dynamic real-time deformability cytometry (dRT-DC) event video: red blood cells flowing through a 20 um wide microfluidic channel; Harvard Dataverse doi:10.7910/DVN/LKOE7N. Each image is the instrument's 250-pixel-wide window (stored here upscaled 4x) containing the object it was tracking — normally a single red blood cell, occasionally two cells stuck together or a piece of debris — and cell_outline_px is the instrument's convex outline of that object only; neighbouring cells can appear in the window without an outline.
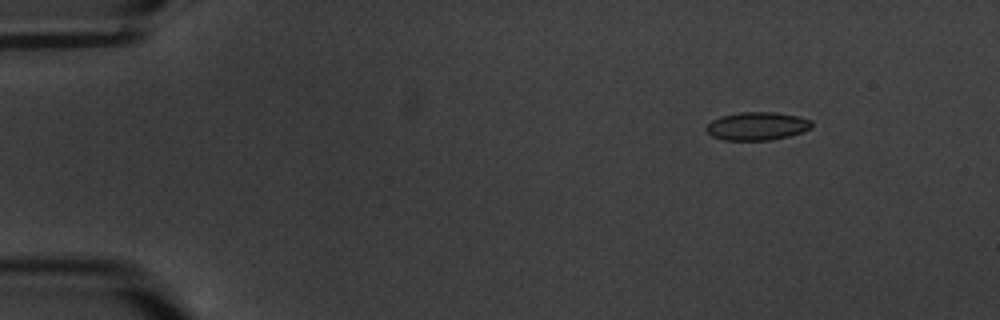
{"species": "common noctule bat (a hibernating species)", "species_latin": "Nyctalus noctula", "temperature_condition": "warm", "stored_images_in_passage": 4, "camera_frame_rate_fps": 3000, "um_per_image_px": 0.085, "animal": {"sex": "male", "body_mass_g": 20.1, "forearm_length_mm": 53.5}, "frame": {"image": 1, "passage_image": 1, "time_ms": 0.0, "image_size_px": [1000, 320], "cell_outline_px": [[812, 128], [788, 136], [772, 140], [724, 140], [712, 136], [704, 128], [712, 120], [720, 116], [740, 112], [776, 112], [800, 116], [812, 120]], "centroid_in_image_um": [64.36, 10.71], "position_along_channel_um": 20.6, "area_um2": 17.4}}
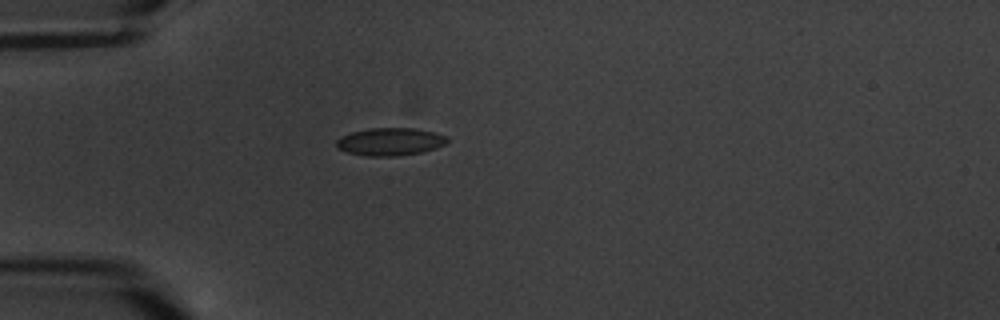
{"frame": {"image": 2, "passage_image": 4, "time_ms": 3.333, "image_size_px": [1000, 320], "cell_outline_px": [[448, 140], [444, 144], [436, 148], [420, 152], [392, 156], [368, 156], [348, 152], [336, 148], [336, 140], [340, 136], [352, 132], [368, 128], [416, 128], [436, 132], [448, 136]], "centroid_in_image_um": [33.15, 12.03], "position_along_channel_um": 51.8, "area_um2": 17.92}}